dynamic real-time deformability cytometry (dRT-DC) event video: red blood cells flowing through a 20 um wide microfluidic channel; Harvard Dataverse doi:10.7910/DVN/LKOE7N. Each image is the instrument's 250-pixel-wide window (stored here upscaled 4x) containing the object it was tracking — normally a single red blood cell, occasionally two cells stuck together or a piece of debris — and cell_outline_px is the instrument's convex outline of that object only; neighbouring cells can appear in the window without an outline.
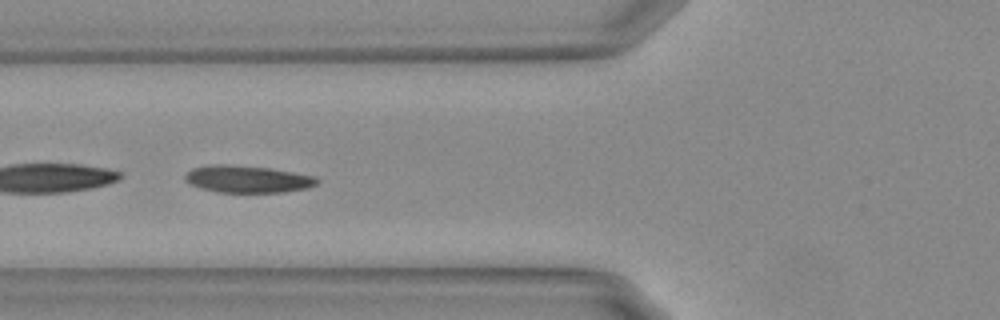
{"species": "Egyptian fruit bat (a non-hibernating species)", "species_latin": "Rousettus aegyptiacus", "temperature_condition": "warm", "stored_images_in_passage": 38, "camera_frame_rate_fps": 3000, "um_per_image_px": 0.085, "animal": {"sex": "female"}, "frame": {"image": 1, "passage_image": 6, "time_ms": 1.667, "image_size_px": [1000, 320], "cell_outline_px": [[320, 180], [316, 184], [308, 188], [284, 192], [216, 192], [200, 188], [184, 180], [184, 176], [192, 168], [216, 164], [228, 164], [268, 168], [316, 176]], "centroid_in_image_um": [21.05, 15.22], "position_along_channel_um": 104.8, "area_um2": 20.81}, "authors_computed_cell_mechanics": {"area_um2": 21.5016, "velocity_mm_per_s": 3.6844, "shape_relaxation_time_tau1_ms": 4.4317, "shape_relaxation_time_tau2_ms": null, "deformation_change_tau1": 0.1606, "deformation_change_tau2": null}}